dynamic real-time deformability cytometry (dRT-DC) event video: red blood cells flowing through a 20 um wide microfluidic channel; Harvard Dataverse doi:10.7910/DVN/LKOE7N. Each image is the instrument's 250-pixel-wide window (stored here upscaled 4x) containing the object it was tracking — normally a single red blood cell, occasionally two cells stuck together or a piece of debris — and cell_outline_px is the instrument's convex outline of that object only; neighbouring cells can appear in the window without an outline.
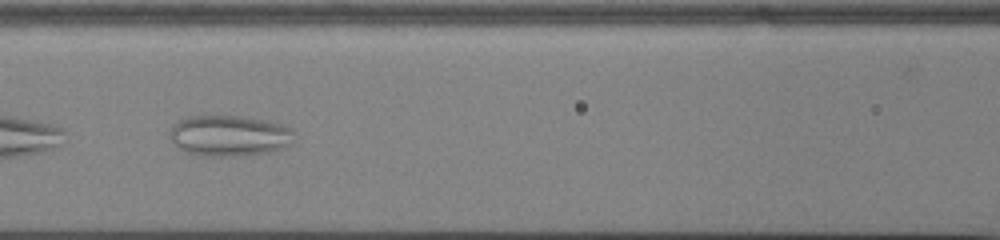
{"species": "common noctule bat (a hibernating species)", "species_latin": "Nyctalus noctula", "temperature_condition": "cold", "stored_images_in_passage": 50, "camera_frame_rate_fps": 3000, "um_per_image_px": 0.085, "animal": {"sex": "male", "body_mass_g": 13.0, "forearm_length_mm": 53.1}, "frame": {"image": 1, "passage_image": 22, "time_ms": 7.0, "image_size_px": [1000, 240], "cell_outline_px": [[296, 140], [292, 144], [284, 148], [268, 152], [240, 156], [200, 156], [188, 152], [180, 148], [168, 136], [168, 132], [172, 124], [188, 116], [244, 116], [268, 120], [284, 124], [292, 128], [296, 132]], "centroid_in_image_um": [19.56, 11.52], "position_along_channel_um": 147.0, "area_um2": 30.35}}